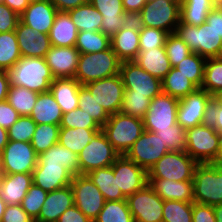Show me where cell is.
<instances>
[{"label": "cell", "mask_w": 222, "mask_h": 222, "mask_svg": "<svg viewBox=\"0 0 222 222\" xmlns=\"http://www.w3.org/2000/svg\"><path fill=\"white\" fill-rule=\"evenodd\" d=\"M102 128H66L60 127L59 143L79 154L83 148L91 141L93 136Z\"/></svg>", "instance_id": "836d02e7"}, {"label": "cell", "mask_w": 222, "mask_h": 222, "mask_svg": "<svg viewBox=\"0 0 222 222\" xmlns=\"http://www.w3.org/2000/svg\"><path fill=\"white\" fill-rule=\"evenodd\" d=\"M213 98L222 106V89L213 95Z\"/></svg>", "instance_id": "8c879c8a"}, {"label": "cell", "mask_w": 222, "mask_h": 222, "mask_svg": "<svg viewBox=\"0 0 222 222\" xmlns=\"http://www.w3.org/2000/svg\"><path fill=\"white\" fill-rule=\"evenodd\" d=\"M167 152L169 150L159 135H156L155 132L144 130L125 156L148 172Z\"/></svg>", "instance_id": "2e32d148"}, {"label": "cell", "mask_w": 222, "mask_h": 222, "mask_svg": "<svg viewBox=\"0 0 222 222\" xmlns=\"http://www.w3.org/2000/svg\"><path fill=\"white\" fill-rule=\"evenodd\" d=\"M133 61L146 72L160 80H162L172 68L165 47L139 50L138 55Z\"/></svg>", "instance_id": "83f0119b"}, {"label": "cell", "mask_w": 222, "mask_h": 222, "mask_svg": "<svg viewBox=\"0 0 222 222\" xmlns=\"http://www.w3.org/2000/svg\"><path fill=\"white\" fill-rule=\"evenodd\" d=\"M155 134L159 135L169 151H185L187 147L186 130L178 123L170 129L157 130Z\"/></svg>", "instance_id": "7dc6e473"}, {"label": "cell", "mask_w": 222, "mask_h": 222, "mask_svg": "<svg viewBox=\"0 0 222 222\" xmlns=\"http://www.w3.org/2000/svg\"><path fill=\"white\" fill-rule=\"evenodd\" d=\"M111 48L123 61H133L139 53V24L133 19L111 37Z\"/></svg>", "instance_id": "cb8c5ba5"}, {"label": "cell", "mask_w": 222, "mask_h": 222, "mask_svg": "<svg viewBox=\"0 0 222 222\" xmlns=\"http://www.w3.org/2000/svg\"><path fill=\"white\" fill-rule=\"evenodd\" d=\"M193 193L195 203L222 204V165L199 163L194 171Z\"/></svg>", "instance_id": "8992f818"}, {"label": "cell", "mask_w": 222, "mask_h": 222, "mask_svg": "<svg viewBox=\"0 0 222 222\" xmlns=\"http://www.w3.org/2000/svg\"><path fill=\"white\" fill-rule=\"evenodd\" d=\"M9 78L6 70H0V102L6 101L9 90Z\"/></svg>", "instance_id": "003e7915"}, {"label": "cell", "mask_w": 222, "mask_h": 222, "mask_svg": "<svg viewBox=\"0 0 222 222\" xmlns=\"http://www.w3.org/2000/svg\"><path fill=\"white\" fill-rule=\"evenodd\" d=\"M29 3H33V2H39V1H43V0H28Z\"/></svg>", "instance_id": "2a66077c"}, {"label": "cell", "mask_w": 222, "mask_h": 222, "mask_svg": "<svg viewBox=\"0 0 222 222\" xmlns=\"http://www.w3.org/2000/svg\"><path fill=\"white\" fill-rule=\"evenodd\" d=\"M74 205L71 186L48 192L39 216L35 222H57L61 214Z\"/></svg>", "instance_id": "d4e9b609"}, {"label": "cell", "mask_w": 222, "mask_h": 222, "mask_svg": "<svg viewBox=\"0 0 222 222\" xmlns=\"http://www.w3.org/2000/svg\"><path fill=\"white\" fill-rule=\"evenodd\" d=\"M6 206L7 205L5 204V202L0 197V222L2 220V217H3L4 211L6 209Z\"/></svg>", "instance_id": "753ad0ef"}, {"label": "cell", "mask_w": 222, "mask_h": 222, "mask_svg": "<svg viewBox=\"0 0 222 222\" xmlns=\"http://www.w3.org/2000/svg\"><path fill=\"white\" fill-rule=\"evenodd\" d=\"M48 36L52 46H75L78 30L68 12H57Z\"/></svg>", "instance_id": "f546056e"}, {"label": "cell", "mask_w": 222, "mask_h": 222, "mask_svg": "<svg viewBox=\"0 0 222 222\" xmlns=\"http://www.w3.org/2000/svg\"><path fill=\"white\" fill-rule=\"evenodd\" d=\"M15 34L23 57L44 58L51 49L52 45L48 34L40 33L36 29L33 30L21 21L18 22Z\"/></svg>", "instance_id": "44dd1931"}, {"label": "cell", "mask_w": 222, "mask_h": 222, "mask_svg": "<svg viewBox=\"0 0 222 222\" xmlns=\"http://www.w3.org/2000/svg\"><path fill=\"white\" fill-rule=\"evenodd\" d=\"M57 12V8L50 0L33 2L20 15V21L33 30L49 34Z\"/></svg>", "instance_id": "603a6c76"}, {"label": "cell", "mask_w": 222, "mask_h": 222, "mask_svg": "<svg viewBox=\"0 0 222 222\" xmlns=\"http://www.w3.org/2000/svg\"><path fill=\"white\" fill-rule=\"evenodd\" d=\"M201 124L222 133V106L213 97L207 103Z\"/></svg>", "instance_id": "11a10c76"}, {"label": "cell", "mask_w": 222, "mask_h": 222, "mask_svg": "<svg viewBox=\"0 0 222 222\" xmlns=\"http://www.w3.org/2000/svg\"><path fill=\"white\" fill-rule=\"evenodd\" d=\"M2 3L7 5L19 16L25 11L27 6L30 4L28 0H2Z\"/></svg>", "instance_id": "e7e4bbea"}, {"label": "cell", "mask_w": 222, "mask_h": 222, "mask_svg": "<svg viewBox=\"0 0 222 222\" xmlns=\"http://www.w3.org/2000/svg\"><path fill=\"white\" fill-rule=\"evenodd\" d=\"M148 184L163 201L194 202L193 180L148 179Z\"/></svg>", "instance_id": "4316f807"}, {"label": "cell", "mask_w": 222, "mask_h": 222, "mask_svg": "<svg viewBox=\"0 0 222 222\" xmlns=\"http://www.w3.org/2000/svg\"><path fill=\"white\" fill-rule=\"evenodd\" d=\"M206 22L215 28L222 37V17L215 9L208 14Z\"/></svg>", "instance_id": "03108f58"}, {"label": "cell", "mask_w": 222, "mask_h": 222, "mask_svg": "<svg viewBox=\"0 0 222 222\" xmlns=\"http://www.w3.org/2000/svg\"><path fill=\"white\" fill-rule=\"evenodd\" d=\"M94 222H135L127 200L106 201Z\"/></svg>", "instance_id": "7bdbcfd3"}, {"label": "cell", "mask_w": 222, "mask_h": 222, "mask_svg": "<svg viewBox=\"0 0 222 222\" xmlns=\"http://www.w3.org/2000/svg\"><path fill=\"white\" fill-rule=\"evenodd\" d=\"M179 99L161 92L150 101L143 118L144 130L155 132L170 129L177 123Z\"/></svg>", "instance_id": "4fadbf2b"}, {"label": "cell", "mask_w": 222, "mask_h": 222, "mask_svg": "<svg viewBox=\"0 0 222 222\" xmlns=\"http://www.w3.org/2000/svg\"><path fill=\"white\" fill-rule=\"evenodd\" d=\"M63 112L51 92L39 93L30 117L36 124L61 123Z\"/></svg>", "instance_id": "4dcf8cb0"}, {"label": "cell", "mask_w": 222, "mask_h": 222, "mask_svg": "<svg viewBox=\"0 0 222 222\" xmlns=\"http://www.w3.org/2000/svg\"><path fill=\"white\" fill-rule=\"evenodd\" d=\"M33 183L47 192H52L69 186L74 175L62 167L54 164H37L32 173Z\"/></svg>", "instance_id": "7402d4cb"}, {"label": "cell", "mask_w": 222, "mask_h": 222, "mask_svg": "<svg viewBox=\"0 0 222 222\" xmlns=\"http://www.w3.org/2000/svg\"><path fill=\"white\" fill-rule=\"evenodd\" d=\"M212 97L207 91L198 88L195 92L179 99L177 123L185 130L200 125L207 103Z\"/></svg>", "instance_id": "ac0fdd59"}, {"label": "cell", "mask_w": 222, "mask_h": 222, "mask_svg": "<svg viewBox=\"0 0 222 222\" xmlns=\"http://www.w3.org/2000/svg\"><path fill=\"white\" fill-rule=\"evenodd\" d=\"M21 56L15 30L0 33V70L11 69Z\"/></svg>", "instance_id": "ab89813d"}, {"label": "cell", "mask_w": 222, "mask_h": 222, "mask_svg": "<svg viewBox=\"0 0 222 222\" xmlns=\"http://www.w3.org/2000/svg\"><path fill=\"white\" fill-rule=\"evenodd\" d=\"M121 60L110 47L101 52L79 55L74 78L81 84L120 74Z\"/></svg>", "instance_id": "3957f363"}, {"label": "cell", "mask_w": 222, "mask_h": 222, "mask_svg": "<svg viewBox=\"0 0 222 222\" xmlns=\"http://www.w3.org/2000/svg\"><path fill=\"white\" fill-rule=\"evenodd\" d=\"M218 142L219 145L216 153V158L211 163L215 165H222V133H219L218 135Z\"/></svg>", "instance_id": "a7ac6f4b"}, {"label": "cell", "mask_w": 222, "mask_h": 222, "mask_svg": "<svg viewBox=\"0 0 222 222\" xmlns=\"http://www.w3.org/2000/svg\"><path fill=\"white\" fill-rule=\"evenodd\" d=\"M78 107L95 119L101 127L109 119V115L104 108L95 101L90 91L84 85L79 89Z\"/></svg>", "instance_id": "bcb514c9"}, {"label": "cell", "mask_w": 222, "mask_h": 222, "mask_svg": "<svg viewBox=\"0 0 222 222\" xmlns=\"http://www.w3.org/2000/svg\"><path fill=\"white\" fill-rule=\"evenodd\" d=\"M59 131V125L37 124L30 142L35 152L39 155L58 143Z\"/></svg>", "instance_id": "60d3db41"}, {"label": "cell", "mask_w": 222, "mask_h": 222, "mask_svg": "<svg viewBox=\"0 0 222 222\" xmlns=\"http://www.w3.org/2000/svg\"><path fill=\"white\" fill-rule=\"evenodd\" d=\"M215 8L210 0H181L180 20L199 26L206 22L208 14Z\"/></svg>", "instance_id": "d590c367"}, {"label": "cell", "mask_w": 222, "mask_h": 222, "mask_svg": "<svg viewBox=\"0 0 222 222\" xmlns=\"http://www.w3.org/2000/svg\"><path fill=\"white\" fill-rule=\"evenodd\" d=\"M32 184V173L2 174L0 197L6 205H20Z\"/></svg>", "instance_id": "484cf974"}, {"label": "cell", "mask_w": 222, "mask_h": 222, "mask_svg": "<svg viewBox=\"0 0 222 222\" xmlns=\"http://www.w3.org/2000/svg\"><path fill=\"white\" fill-rule=\"evenodd\" d=\"M89 2L101 13V32L112 37L124 26L133 20L126 14L122 0H89Z\"/></svg>", "instance_id": "ffe728a7"}, {"label": "cell", "mask_w": 222, "mask_h": 222, "mask_svg": "<svg viewBox=\"0 0 222 222\" xmlns=\"http://www.w3.org/2000/svg\"><path fill=\"white\" fill-rule=\"evenodd\" d=\"M79 55L80 52L75 46H51L44 58L54 78H74Z\"/></svg>", "instance_id": "d6986e66"}, {"label": "cell", "mask_w": 222, "mask_h": 222, "mask_svg": "<svg viewBox=\"0 0 222 222\" xmlns=\"http://www.w3.org/2000/svg\"><path fill=\"white\" fill-rule=\"evenodd\" d=\"M37 164L62 165V167L69 170L74 176L79 175L78 154L63 147L59 142L47 151L39 154Z\"/></svg>", "instance_id": "d6a6232c"}, {"label": "cell", "mask_w": 222, "mask_h": 222, "mask_svg": "<svg viewBox=\"0 0 222 222\" xmlns=\"http://www.w3.org/2000/svg\"><path fill=\"white\" fill-rule=\"evenodd\" d=\"M7 74L10 85L25 87L38 94L49 92L54 80L45 58L40 57L21 56Z\"/></svg>", "instance_id": "6da1fadb"}, {"label": "cell", "mask_w": 222, "mask_h": 222, "mask_svg": "<svg viewBox=\"0 0 222 222\" xmlns=\"http://www.w3.org/2000/svg\"><path fill=\"white\" fill-rule=\"evenodd\" d=\"M193 202L165 200L162 222H192Z\"/></svg>", "instance_id": "f6af8a7d"}, {"label": "cell", "mask_w": 222, "mask_h": 222, "mask_svg": "<svg viewBox=\"0 0 222 222\" xmlns=\"http://www.w3.org/2000/svg\"><path fill=\"white\" fill-rule=\"evenodd\" d=\"M75 47L81 54L101 52L111 47V37L101 31H80Z\"/></svg>", "instance_id": "74e56055"}, {"label": "cell", "mask_w": 222, "mask_h": 222, "mask_svg": "<svg viewBox=\"0 0 222 222\" xmlns=\"http://www.w3.org/2000/svg\"><path fill=\"white\" fill-rule=\"evenodd\" d=\"M36 125L30 116H20L18 120L7 129L9 140L30 143Z\"/></svg>", "instance_id": "f907efd6"}, {"label": "cell", "mask_w": 222, "mask_h": 222, "mask_svg": "<svg viewBox=\"0 0 222 222\" xmlns=\"http://www.w3.org/2000/svg\"><path fill=\"white\" fill-rule=\"evenodd\" d=\"M119 156L105 133L100 130L78 154L79 174L86 175L95 169L111 166Z\"/></svg>", "instance_id": "ba28073f"}, {"label": "cell", "mask_w": 222, "mask_h": 222, "mask_svg": "<svg viewBox=\"0 0 222 222\" xmlns=\"http://www.w3.org/2000/svg\"><path fill=\"white\" fill-rule=\"evenodd\" d=\"M162 92L177 99L186 97L195 92L198 87L186 76L172 67L169 73L161 80Z\"/></svg>", "instance_id": "8d00e7d4"}, {"label": "cell", "mask_w": 222, "mask_h": 222, "mask_svg": "<svg viewBox=\"0 0 222 222\" xmlns=\"http://www.w3.org/2000/svg\"><path fill=\"white\" fill-rule=\"evenodd\" d=\"M192 222H216L213 206L193 202Z\"/></svg>", "instance_id": "680465c9"}, {"label": "cell", "mask_w": 222, "mask_h": 222, "mask_svg": "<svg viewBox=\"0 0 222 222\" xmlns=\"http://www.w3.org/2000/svg\"><path fill=\"white\" fill-rule=\"evenodd\" d=\"M164 47L172 67L178 65L179 62L192 53L187 44L174 33L168 34Z\"/></svg>", "instance_id": "f5cc1de1"}, {"label": "cell", "mask_w": 222, "mask_h": 222, "mask_svg": "<svg viewBox=\"0 0 222 222\" xmlns=\"http://www.w3.org/2000/svg\"><path fill=\"white\" fill-rule=\"evenodd\" d=\"M68 13L78 32L101 30L102 15L90 2L82 4Z\"/></svg>", "instance_id": "e575fe53"}, {"label": "cell", "mask_w": 222, "mask_h": 222, "mask_svg": "<svg viewBox=\"0 0 222 222\" xmlns=\"http://www.w3.org/2000/svg\"><path fill=\"white\" fill-rule=\"evenodd\" d=\"M20 117L19 113L7 102H0V126L9 129Z\"/></svg>", "instance_id": "91938a15"}, {"label": "cell", "mask_w": 222, "mask_h": 222, "mask_svg": "<svg viewBox=\"0 0 222 222\" xmlns=\"http://www.w3.org/2000/svg\"><path fill=\"white\" fill-rule=\"evenodd\" d=\"M70 186L73 191L74 204L86 217L94 222L106 202L101 191L84 174L75 175Z\"/></svg>", "instance_id": "8fae6325"}, {"label": "cell", "mask_w": 222, "mask_h": 222, "mask_svg": "<svg viewBox=\"0 0 222 222\" xmlns=\"http://www.w3.org/2000/svg\"><path fill=\"white\" fill-rule=\"evenodd\" d=\"M216 222H222V204L213 206Z\"/></svg>", "instance_id": "2644e50d"}, {"label": "cell", "mask_w": 222, "mask_h": 222, "mask_svg": "<svg viewBox=\"0 0 222 222\" xmlns=\"http://www.w3.org/2000/svg\"><path fill=\"white\" fill-rule=\"evenodd\" d=\"M1 222H35L21 207V205H7Z\"/></svg>", "instance_id": "6f0895ef"}, {"label": "cell", "mask_w": 222, "mask_h": 222, "mask_svg": "<svg viewBox=\"0 0 222 222\" xmlns=\"http://www.w3.org/2000/svg\"><path fill=\"white\" fill-rule=\"evenodd\" d=\"M181 0H148L134 18L139 26L174 33L180 23Z\"/></svg>", "instance_id": "5b68a950"}, {"label": "cell", "mask_w": 222, "mask_h": 222, "mask_svg": "<svg viewBox=\"0 0 222 222\" xmlns=\"http://www.w3.org/2000/svg\"><path fill=\"white\" fill-rule=\"evenodd\" d=\"M214 5H216L221 0H210Z\"/></svg>", "instance_id": "11e5206c"}, {"label": "cell", "mask_w": 222, "mask_h": 222, "mask_svg": "<svg viewBox=\"0 0 222 222\" xmlns=\"http://www.w3.org/2000/svg\"><path fill=\"white\" fill-rule=\"evenodd\" d=\"M126 200L135 222H162L164 201L149 184Z\"/></svg>", "instance_id": "9a60e30c"}, {"label": "cell", "mask_w": 222, "mask_h": 222, "mask_svg": "<svg viewBox=\"0 0 222 222\" xmlns=\"http://www.w3.org/2000/svg\"><path fill=\"white\" fill-rule=\"evenodd\" d=\"M20 16L4 3H0V33L14 31L17 28Z\"/></svg>", "instance_id": "9f6ffc18"}, {"label": "cell", "mask_w": 222, "mask_h": 222, "mask_svg": "<svg viewBox=\"0 0 222 222\" xmlns=\"http://www.w3.org/2000/svg\"><path fill=\"white\" fill-rule=\"evenodd\" d=\"M150 101L146 95L124 94L119 112L143 119L150 106Z\"/></svg>", "instance_id": "c3c4849f"}, {"label": "cell", "mask_w": 222, "mask_h": 222, "mask_svg": "<svg viewBox=\"0 0 222 222\" xmlns=\"http://www.w3.org/2000/svg\"><path fill=\"white\" fill-rule=\"evenodd\" d=\"M57 222H93L86 217L76 205L69 207L61 216Z\"/></svg>", "instance_id": "94428289"}, {"label": "cell", "mask_w": 222, "mask_h": 222, "mask_svg": "<svg viewBox=\"0 0 222 222\" xmlns=\"http://www.w3.org/2000/svg\"><path fill=\"white\" fill-rule=\"evenodd\" d=\"M86 175L99 188L106 201L126 200V197L118 187L112 165L95 169Z\"/></svg>", "instance_id": "1f68e13d"}, {"label": "cell", "mask_w": 222, "mask_h": 222, "mask_svg": "<svg viewBox=\"0 0 222 222\" xmlns=\"http://www.w3.org/2000/svg\"><path fill=\"white\" fill-rule=\"evenodd\" d=\"M174 34L187 44L192 53L205 58L222 57V37L207 22L192 26L180 20Z\"/></svg>", "instance_id": "7a4b0ae2"}, {"label": "cell", "mask_w": 222, "mask_h": 222, "mask_svg": "<svg viewBox=\"0 0 222 222\" xmlns=\"http://www.w3.org/2000/svg\"><path fill=\"white\" fill-rule=\"evenodd\" d=\"M84 86L109 116L120 111L125 92L120 74L95 80Z\"/></svg>", "instance_id": "5bb4252c"}, {"label": "cell", "mask_w": 222, "mask_h": 222, "mask_svg": "<svg viewBox=\"0 0 222 222\" xmlns=\"http://www.w3.org/2000/svg\"><path fill=\"white\" fill-rule=\"evenodd\" d=\"M108 141L120 154L125 155L144 132L143 119L117 112L102 126Z\"/></svg>", "instance_id": "277c9868"}, {"label": "cell", "mask_w": 222, "mask_h": 222, "mask_svg": "<svg viewBox=\"0 0 222 222\" xmlns=\"http://www.w3.org/2000/svg\"><path fill=\"white\" fill-rule=\"evenodd\" d=\"M58 11L68 12L82 4L88 3L89 0H50Z\"/></svg>", "instance_id": "be15d7a7"}, {"label": "cell", "mask_w": 222, "mask_h": 222, "mask_svg": "<svg viewBox=\"0 0 222 222\" xmlns=\"http://www.w3.org/2000/svg\"><path fill=\"white\" fill-rule=\"evenodd\" d=\"M219 133L205 125L186 129L185 151L198 163H211L216 158Z\"/></svg>", "instance_id": "7c38bea8"}, {"label": "cell", "mask_w": 222, "mask_h": 222, "mask_svg": "<svg viewBox=\"0 0 222 222\" xmlns=\"http://www.w3.org/2000/svg\"><path fill=\"white\" fill-rule=\"evenodd\" d=\"M120 76L125 87L124 94L146 95L150 100L162 92L161 80L152 76L134 61H123Z\"/></svg>", "instance_id": "9c48e42d"}, {"label": "cell", "mask_w": 222, "mask_h": 222, "mask_svg": "<svg viewBox=\"0 0 222 222\" xmlns=\"http://www.w3.org/2000/svg\"><path fill=\"white\" fill-rule=\"evenodd\" d=\"M112 167L118 187L126 198L148 184L147 171L125 155H120Z\"/></svg>", "instance_id": "e0dca14e"}, {"label": "cell", "mask_w": 222, "mask_h": 222, "mask_svg": "<svg viewBox=\"0 0 222 222\" xmlns=\"http://www.w3.org/2000/svg\"><path fill=\"white\" fill-rule=\"evenodd\" d=\"M8 132L7 129L0 126V154L3 152L4 147L8 144Z\"/></svg>", "instance_id": "89a4df30"}, {"label": "cell", "mask_w": 222, "mask_h": 222, "mask_svg": "<svg viewBox=\"0 0 222 222\" xmlns=\"http://www.w3.org/2000/svg\"><path fill=\"white\" fill-rule=\"evenodd\" d=\"M206 58L191 53L175 66L184 76L190 79L198 88H201L204 75V66Z\"/></svg>", "instance_id": "ee69618b"}, {"label": "cell", "mask_w": 222, "mask_h": 222, "mask_svg": "<svg viewBox=\"0 0 222 222\" xmlns=\"http://www.w3.org/2000/svg\"><path fill=\"white\" fill-rule=\"evenodd\" d=\"M38 93L25 87L9 86L6 101L19 113L20 116H30L35 106Z\"/></svg>", "instance_id": "f35d334b"}, {"label": "cell", "mask_w": 222, "mask_h": 222, "mask_svg": "<svg viewBox=\"0 0 222 222\" xmlns=\"http://www.w3.org/2000/svg\"><path fill=\"white\" fill-rule=\"evenodd\" d=\"M222 17V0L219 1L216 5H215V8H214Z\"/></svg>", "instance_id": "34e18365"}, {"label": "cell", "mask_w": 222, "mask_h": 222, "mask_svg": "<svg viewBox=\"0 0 222 222\" xmlns=\"http://www.w3.org/2000/svg\"><path fill=\"white\" fill-rule=\"evenodd\" d=\"M82 85L75 78H54L50 92L63 114L78 107L79 89Z\"/></svg>", "instance_id": "f1b7e54d"}, {"label": "cell", "mask_w": 222, "mask_h": 222, "mask_svg": "<svg viewBox=\"0 0 222 222\" xmlns=\"http://www.w3.org/2000/svg\"><path fill=\"white\" fill-rule=\"evenodd\" d=\"M198 164L186 151H169L149 169L148 179L193 180Z\"/></svg>", "instance_id": "52a82bcc"}, {"label": "cell", "mask_w": 222, "mask_h": 222, "mask_svg": "<svg viewBox=\"0 0 222 222\" xmlns=\"http://www.w3.org/2000/svg\"><path fill=\"white\" fill-rule=\"evenodd\" d=\"M201 89L211 96L222 89V57L206 58Z\"/></svg>", "instance_id": "b9f144b4"}, {"label": "cell", "mask_w": 222, "mask_h": 222, "mask_svg": "<svg viewBox=\"0 0 222 222\" xmlns=\"http://www.w3.org/2000/svg\"><path fill=\"white\" fill-rule=\"evenodd\" d=\"M2 174L33 173L38 154L31 143L9 140L0 154Z\"/></svg>", "instance_id": "30bf717a"}, {"label": "cell", "mask_w": 222, "mask_h": 222, "mask_svg": "<svg viewBox=\"0 0 222 222\" xmlns=\"http://www.w3.org/2000/svg\"><path fill=\"white\" fill-rule=\"evenodd\" d=\"M60 127L66 128H102L89 114L77 107L70 112L64 113Z\"/></svg>", "instance_id": "816d5d0a"}, {"label": "cell", "mask_w": 222, "mask_h": 222, "mask_svg": "<svg viewBox=\"0 0 222 222\" xmlns=\"http://www.w3.org/2000/svg\"><path fill=\"white\" fill-rule=\"evenodd\" d=\"M167 36L161 29L139 26V50L164 47Z\"/></svg>", "instance_id": "db71d44e"}, {"label": "cell", "mask_w": 222, "mask_h": 222, "mask_svg": "<svg viewBox=\"0 0 222 222\" xmlns=\"http://www.w3.org/2000/svg\"><path fill=\"white\" fill-rule=\"evenodd\" d=\"M47 194V191L33 183L20 205L23 210L35 220L39 216Z\"/></svg>", "instance_id": "681fc988"}, {"label": "cell", "mask_w": 222, "mask_h": 222, "mask_svg": "<svg viewBox=\"0 0 222 222\" xmlns=\"http://www.w3.org/2000/svg\"><path fill=\"white\" fill-rule=\"evenodd\" d=\"M147 1L148 0H122V3L125 13L129 14L134 19Z\"/></svg>", "instance_id": "6125c7cd"}]
</instances>
